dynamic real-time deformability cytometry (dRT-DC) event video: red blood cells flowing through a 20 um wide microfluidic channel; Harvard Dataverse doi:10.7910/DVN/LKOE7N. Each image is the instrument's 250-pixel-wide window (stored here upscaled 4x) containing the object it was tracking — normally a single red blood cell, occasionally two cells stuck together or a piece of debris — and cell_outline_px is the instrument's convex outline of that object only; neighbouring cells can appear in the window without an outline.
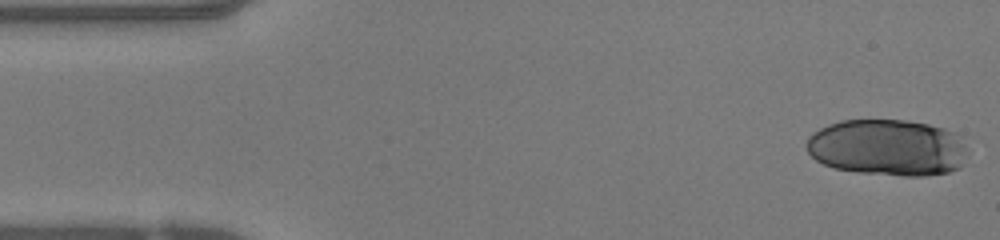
{"species": "human", "species_latin": "Homo sapiens", "temperature_condition": "warm", "stored_images_in_passage": 48, "segment_of_instrument_passage": [1, 2], "camera_frame_rate_fps": 3000, "um_per_image_px": 0.085, "donor": {"sex": "female"}, "frame": {"image": 1, "passage_image": 1, "time_ms": 0.0, "image_size_px": [1000, 240], "cell_outline_px": [[968, 152], [960, 168], [948, 172], [924, 176], [904, 176], [856, 172], [836, 168], [824, 164], [816, 160], [808, 152], [808, 136], [812, 132], [828, 124], [840, 120], [908, 120], [928, 124], [944, 128], [956, 132], [960, 136], [968, 148]], "centroid_in_image_um": [75.48, 12.54], "position_along_channel_um": 9.5, "area_um2": 53.52}}
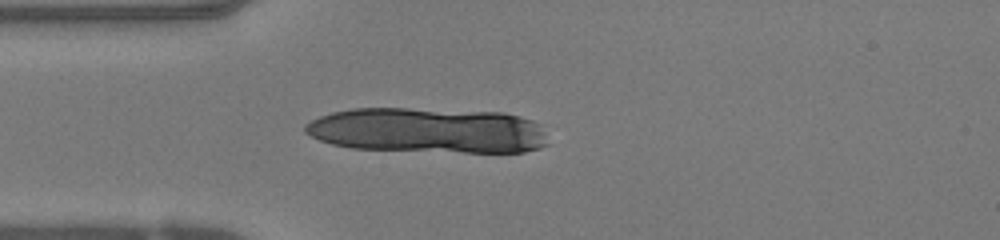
{"frame": {"image": 2, "passage_image": 12, "time_ms": 3.667, "image_size_px": [1000, 240], "cell_outline_px": [[548, 144], [540, 148], [524, 152], [464, 152], [352, 148], [332, 144], [320, 140], [304, 132], [304, 124], [320, 116], [332, 112], [352, 108], [408, 108], [504, 112], [520, 116], [532, 120], [540, 124]], "centroid_in_image_um": [36.37, 11.07], "position_along_channel_um": 48.6, "area_um2": 64.33}}